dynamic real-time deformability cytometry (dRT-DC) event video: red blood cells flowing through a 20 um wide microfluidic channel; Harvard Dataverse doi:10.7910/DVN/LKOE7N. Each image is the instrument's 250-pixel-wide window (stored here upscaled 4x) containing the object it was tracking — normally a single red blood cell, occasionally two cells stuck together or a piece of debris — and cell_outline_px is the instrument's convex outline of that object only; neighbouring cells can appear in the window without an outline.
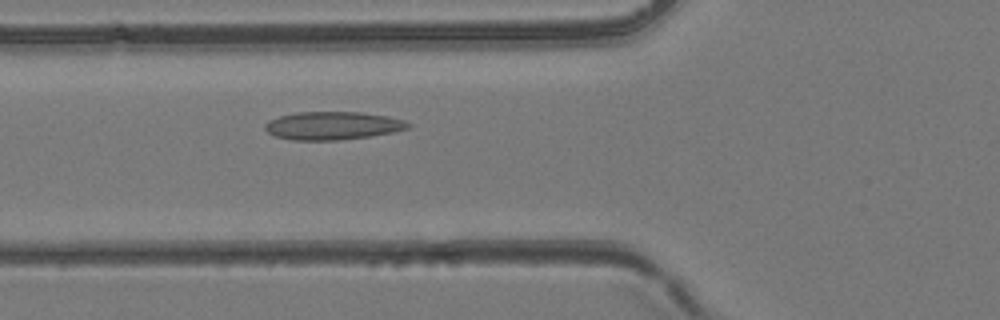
{"species": "common noctule bat (a hibernating species)", "species_latin": "Nyctalus noctula", "temperature_condition": "room temperature", "stored_images_in_passage": 41, "camera_frame_rate_fps": 3000, "um_per_image_px": 0.085, "animal": {"sex": "female", "body_mass_g": 24.6, "forearm_length_mm": 56.2}, "frame": {"image": 1, "passage_image": 13, "time_ms": 4.0, "image_size_px": [1000, 320], "cell_outline_px": [[412, 128], [392, 132], [368, 136], [340, 140], [292, 140], [276, 136], [268, 132], [264, 128], [264, 124], [268, 120], [280, 116], [296, 112], [360, 112], [388, 116], [404, 120], [412, 124]], "centroid_in_image_um": [28.29, 10.68], "position_along_channel_um": 97.5, "area_um2": 23.47}}
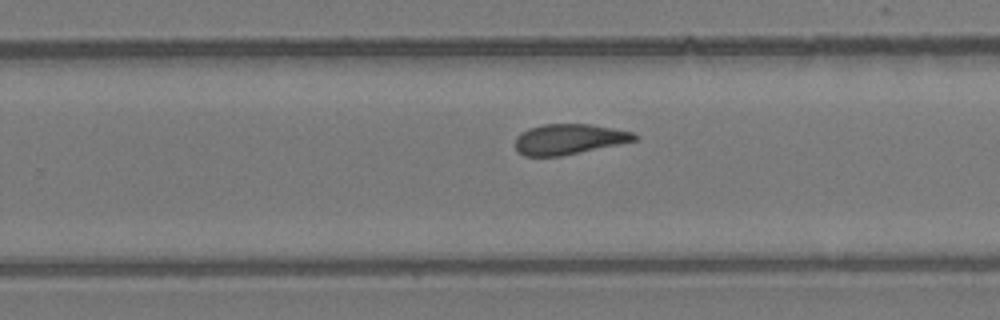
{"frame": {"image": 2, "passage_image": 25, "time_ms": 8.0, "image_size_px": [1000, 320], "cell_outline_px": [[640, 136], [636, 140], [560, 156], [524, 156], [516, 152], [516, 136], [520, 132], [528, 128], [544, 124], [592, 124], [632, 132]], "centroid_in_image_um": [48.31, 11.82], "position_along_channel_um": 281.5, "area_um2": 21.04}}
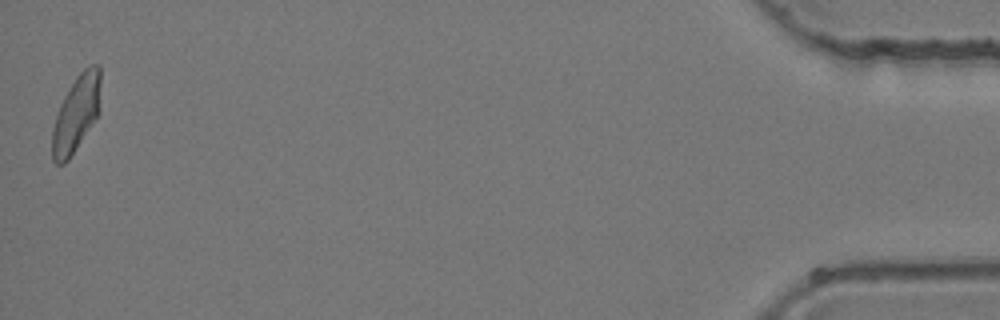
{"frame": {"image": 3, "passage_image": 41, "time_ms": 13.333, "image_size_px": [1000, 320], "cell_outline_px": [[100, 84], [96, 116], [68, 160], [64, 164], [56, 164], [52, 160], [52, 128], [60, 104], [64, 96], [76, 76], [84, 68], [92, 64], [100, 64]], "centroid_in_image_um": [6.44, 9.64], "position_along_channel_um": 428.8, "area_um2": 20.92}}